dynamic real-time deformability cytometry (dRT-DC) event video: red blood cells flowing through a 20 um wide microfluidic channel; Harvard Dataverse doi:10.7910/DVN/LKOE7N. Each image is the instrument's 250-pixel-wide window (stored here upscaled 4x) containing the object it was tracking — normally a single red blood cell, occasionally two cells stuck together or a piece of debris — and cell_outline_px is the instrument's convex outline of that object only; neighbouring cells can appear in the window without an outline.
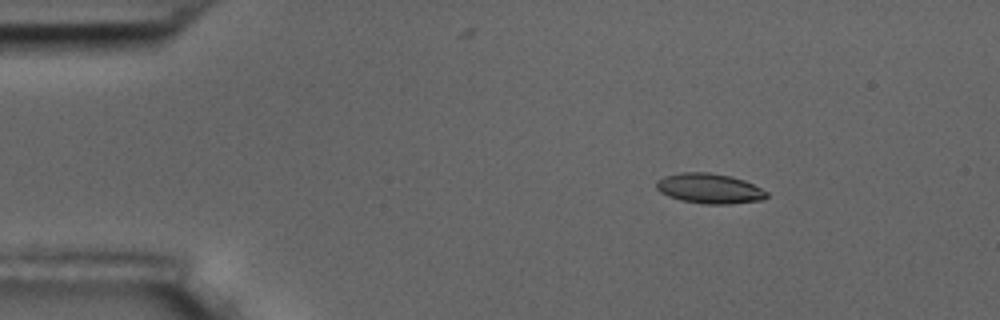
{"species": "common noctule bat (a hibernating species)", "species_latin": "Nyctalus noctula", "temperature_condition": "room temperature", "stored_images_in_passage": 5, "camera_frame_rate_fps": 3000, "um_per_image_px": 0.085, "animal": {"sex": "male", "body_mass_g": 17.5, "forearm_length_mm": 52.3}, "frame": {"image": 1, "passage_image": 2, "time_ms": 2.333, "image_size_px": [1000, 320], "cell_outline_px": [[768, 196], [764, 200], [728, 204], [704, 204], [680, 200], [668, 196], [660, 192], [656, 188], [656, 180], [664, 176], [680, 172], [708, 172], [732, 176], [744, 180], [768, 192]], "centroid_in_image_um": [60.29, 16.02], "position_along_channel_um": 24.7, "area_um2": 19.48}}
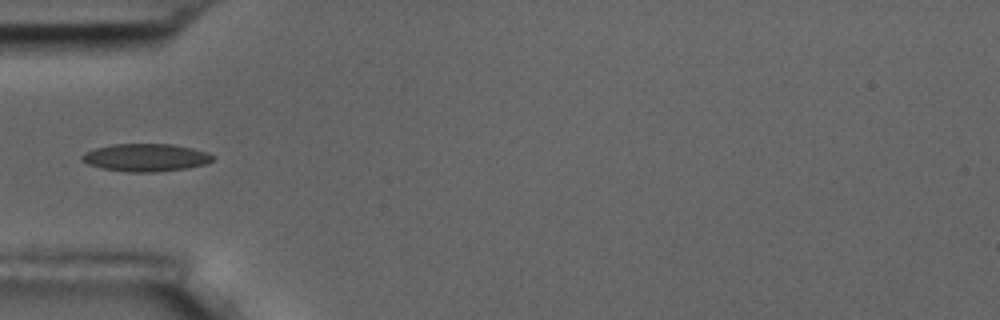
{"frame": {"image": 2, "passage_image": 5, "time_ms": 5.667, "image_size_px": [1000, 320], "cell_outline_px": [[212, 160], [208, 164], [188, 168], [156, 172], [128, 172], [100, 168], [88, 164], [80, 160], [80, 156], [84, 152], [96, 148], [112, 144], [172, 144], [192, 148], [204, 152], [212, 156]], "centroid_in_image_um": [12.34, 13.4], "position_along_channel_um": 72.7, "area_um2": 21.15}}